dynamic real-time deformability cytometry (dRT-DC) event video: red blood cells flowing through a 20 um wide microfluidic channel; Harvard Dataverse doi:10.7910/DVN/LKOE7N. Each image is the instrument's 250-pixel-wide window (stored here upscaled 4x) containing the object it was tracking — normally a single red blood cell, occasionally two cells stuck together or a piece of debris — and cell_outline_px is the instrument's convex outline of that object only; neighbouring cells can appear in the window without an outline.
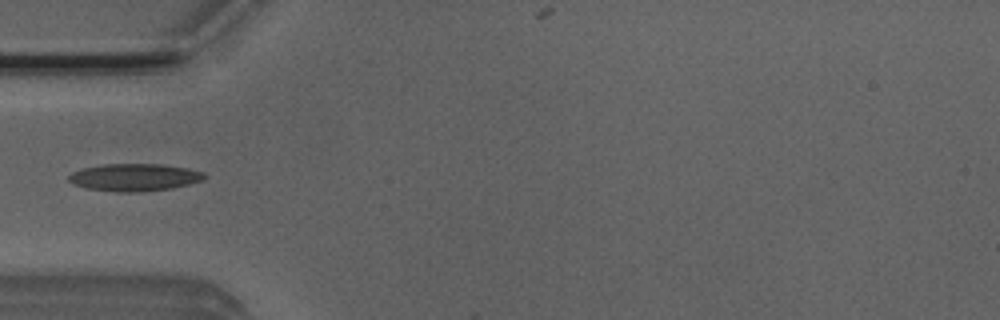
{"species": "Egyptian fruit bat (a non-hibernating species)", "species_latin": "Rousettus aegyptiacus", "temperature_condition": "room temperature", "stored_images_in_passage": 33, "camera_frame_rate_fps": 3000, "um_per_image_px": 0.085, "animal": {"sex": "male"}, "frame": {"image": 1, "passage_image": 1, "time_ms": 0.0, "image_size_px": [1000, 320], "cell_outline_px": [[208, 176], [204, 180], [172, 188], [140, 192], [116, 192], [84, 188], [68, 180], [68, 176], [72, 172], [80, 168], [104, 164], [164, 164], [188, 168], [204, 172]], "centroid_in_image_um": [11.44, 15.07], "position_along_channel_um": 73.6, "area_um2": 21.91}}
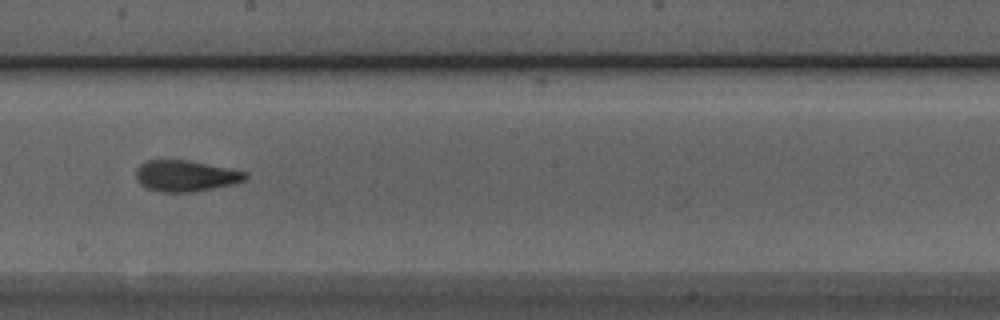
{"frame": {"image": 2, "passage_image": 13, "time_ms": 4.0, "image_size_px": [1000, 320], "cell_outline_px": [[248, 176], [244, 180], [232, 184], [192, 192], [160, 192], [144, 188], [136, 180], [136, 168], [140, 164], [148, 160], [188, 160], [248, 172]], "centroid_in_image_um": [15.73, 14.95], "position_along_channel_um": 232.5, "area_um2": 19.88}}
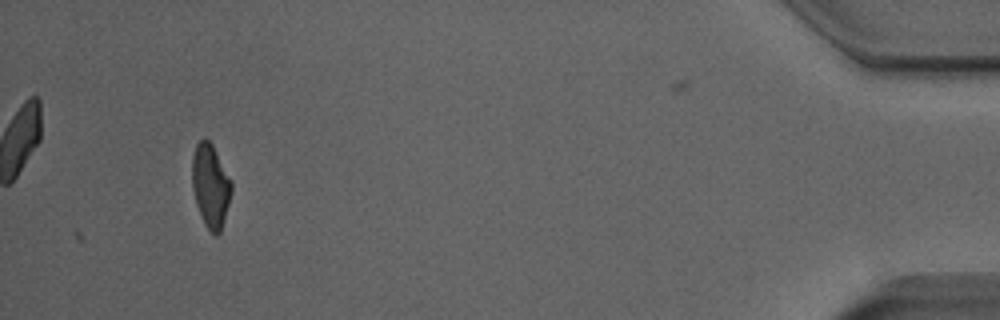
{"frame": {"image": 3, "passage_image": 33, "time_ms": 10.667, "image_size_px": [1000, 320], "cell_outline_px": [[232, 188], [228, 204], [220, 232], [216, 236], [204, 224], [200, 216], [196, 204], [192, 188], [192, 156], [196, 144], [204, 136], [212, 144], [232, 180]], "centroid_in_image_um": [17.88, 15.75], "position_along_channel_um": 417.3, "area_um2": 19.13}}